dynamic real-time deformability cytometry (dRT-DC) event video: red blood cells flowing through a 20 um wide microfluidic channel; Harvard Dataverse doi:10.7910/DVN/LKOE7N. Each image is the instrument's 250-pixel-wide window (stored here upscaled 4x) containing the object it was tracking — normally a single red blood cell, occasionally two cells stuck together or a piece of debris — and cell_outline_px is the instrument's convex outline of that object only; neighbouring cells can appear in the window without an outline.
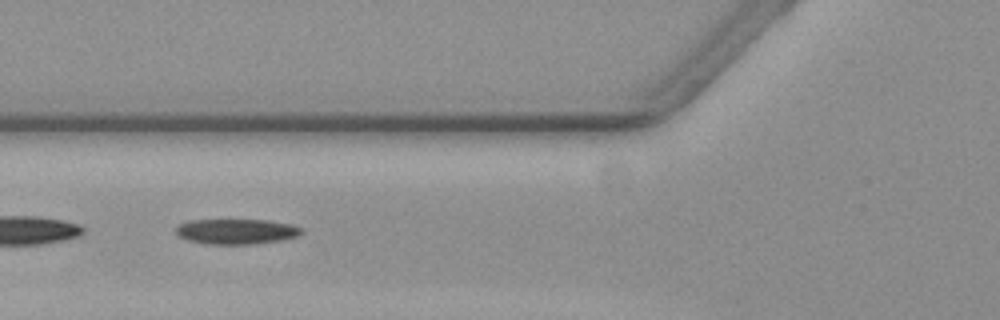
{"species": "common noctule bat (a hibernating species)", "species_latin": "Nyctalus noctula", "temperature_condition": "warm", "stored_images_in_passage": 51, "camera_frame_rate_fps": 3000, "um_per_image_px": 0.085, "animal": {"sex": "female", "body_mass_g": 19.3, "forearm_length_mm": 54.1}, "frame": {"image": 1, "passage_image": 15, "time_ms": 4.667, "image_size_px": [1000, 320], "cell_outline_px": [[304, 232], [300, 236], [280, 240], [256, 244], [204, 244], [188, 240], [180, 236], [176, 232], [176, 228], [180, 224], [188, 220], [268, 220], [292, 224], [304, 228]], "centroid_in_image_um": [20.16, 19.68], "position_along_channel_um": 105.6, "area_um2": 18.67}}
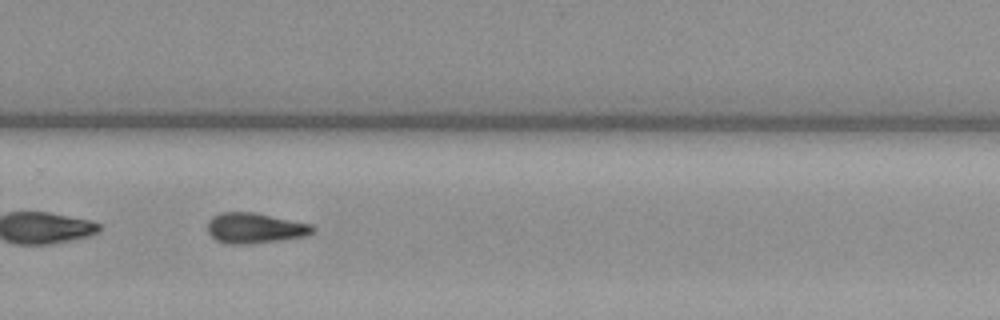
{"frame": {"image": 2, "passage_image": 32, "time_ms": 10.333, "image_size_px": [1000, 320], "cell_outline_px": [[316, 228], [312, 232], [304, 236], [284, 240], [252, 244], [228, 244], [216, 240], [208, 232], [208, 220], [212, 216], [220, 212], [256, 212], [312, 224]], "centroid_in_image_um": [21.67, 19.38], "position_along_channel_um": 308.1, "area_um2": 18.9}}
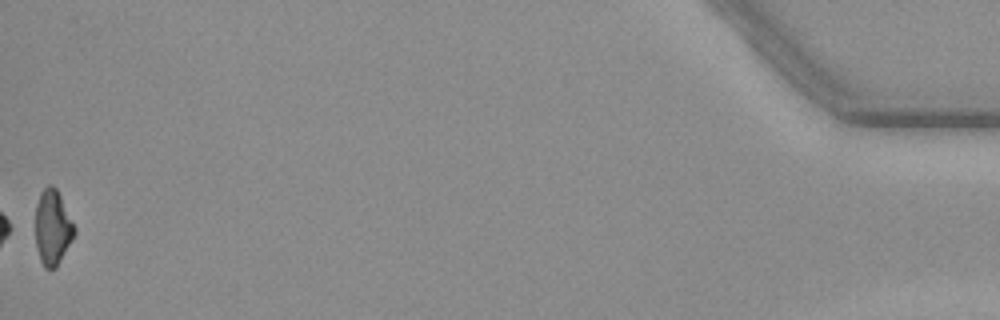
{"frame": {"image": 3, "passage_image": 51, "time_ms": 16.667, "image_size_px": [1000, 320], "cell_outline_px": [[76, 232], [72, 240], [56, 268], [44, 268], [40, 260], [36, 248], [36, 204], [40, 192], [48, 184], [52, 184], [56, 188], [76, 228]], "centroid_in_image_um": [4.47, 19.33], "position_along_channel_um": 430.7, "area_um2": 17.05}, "authors_computed_cell_mechanics": {"area_um2": 19.0162, "velocity_mm_per_s": 3.5739, "shape_relaxation_time_tau1_ms": 6.1516, "shape_relaxation_time_tau2_ms": null, "deformation_change_tau1": 0.1663, "deformation_change_tau2": null}}